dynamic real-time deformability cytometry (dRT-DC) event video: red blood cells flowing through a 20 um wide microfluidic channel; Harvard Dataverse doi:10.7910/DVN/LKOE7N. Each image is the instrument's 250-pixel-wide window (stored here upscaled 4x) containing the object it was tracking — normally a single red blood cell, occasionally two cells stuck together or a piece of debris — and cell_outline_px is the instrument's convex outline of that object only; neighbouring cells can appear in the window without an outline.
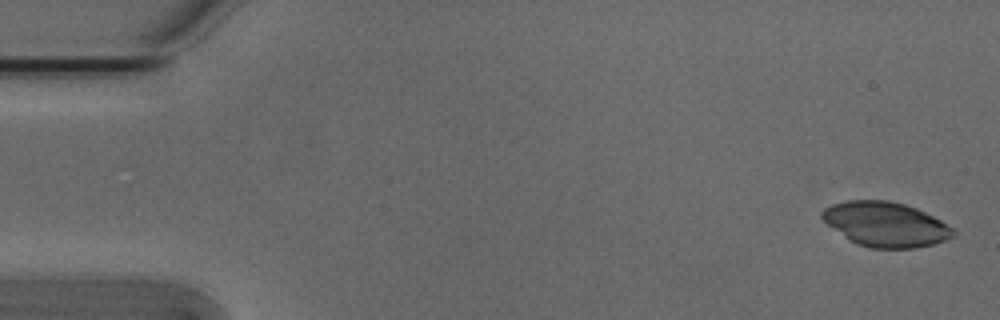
{"species": "Egyptian fruit bat (a non-hibernating species)", "species_latin": "Rousettus aegyptiacus", "temperature_condition": "cold", "stored_images_in_passage": 5, "camera_frame_rate_fps": 3000, "um_per_image_px": 0.085, "animal": {"sex": "male"}, "frame": {"image": 1, "passage_image": 1, "time_ms": 0.0, "image_size_px": [1000, 320], "cell_outline_px": [[956, 232], [952, 236], [944, 240], [932, 244], [916, 248], [872, 248], [856, 244], [844, 236], [828, 224], [820, 216], [820, 212], [824, 208], [832, 204], [848, 200], [888, 200], [904, 204], [916, 208], [940, 220], [952, 228]], "centroid_in_image_um": [75.25, 19.06], "position_along_channel_um": 9.8, "area_um2": 33.81}}